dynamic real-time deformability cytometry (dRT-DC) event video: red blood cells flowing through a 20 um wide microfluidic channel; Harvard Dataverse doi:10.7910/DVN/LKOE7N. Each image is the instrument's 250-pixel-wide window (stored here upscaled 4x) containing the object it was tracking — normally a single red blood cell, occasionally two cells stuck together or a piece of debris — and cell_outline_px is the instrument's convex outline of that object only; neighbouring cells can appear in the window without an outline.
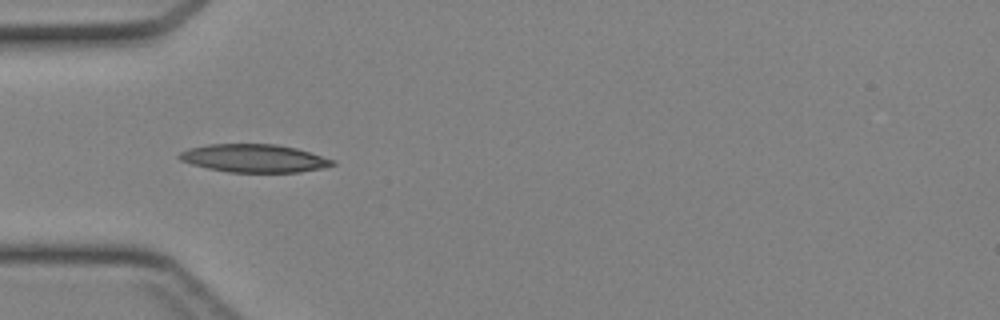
{"species": "Egyptian fruit bat (a non-hibernating species)", "species_latin": "Rousettus aegyptiacus", "temperature_condition": "cold", "stored_images_in_passage": 13, "camera_frame_rate_fps": 3000, "um_per_image_px": 0.085, "animal": {"sex": "female"}, "frame": {"image": 1, "passage_image": 3, "time_ms": 0.667, "image_size_px": [1000, 320], "cell_outline_px": [[336, 164], [320, 168], [300, 172], [228, 172], [208, 168], [192, 164], [180, 160], [176, 156], [180, 152], [188, 148], [208, 144], [276, 144], [296, 148], [336, 160]], "centroid_in_image_um": [21.58, 13.45], "position_along_channel_um": 63.4, "area_um2": 25.03}}
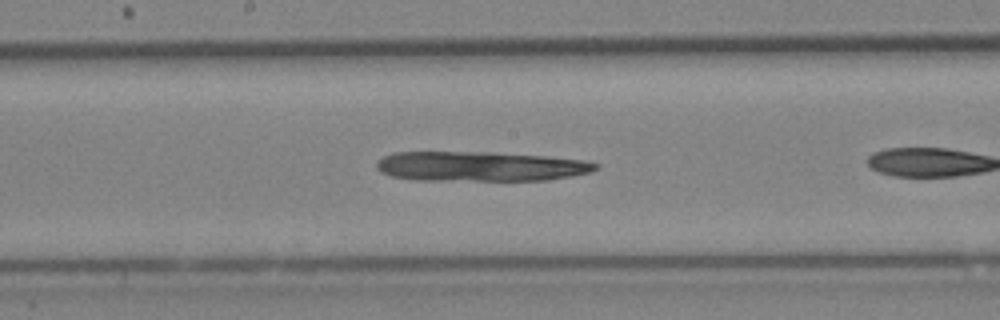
{"frame": {"image": 2, "passage_image": 10, "time_ms": 3.0, "image_size_px": [1000, 320], "cell_outline_px": [[600, 164], [592, 172], [572, 176], [548, 180], [416, 180], [392, 176], [380, 172], [376, 168], [376, 160], [392, 152], [492, 152], [548, 156], [584, 160]], "centroid_in_image_um": [40.82, 14.13], "position_along_channel_um": 207.4, "area_um2": 38.26}}